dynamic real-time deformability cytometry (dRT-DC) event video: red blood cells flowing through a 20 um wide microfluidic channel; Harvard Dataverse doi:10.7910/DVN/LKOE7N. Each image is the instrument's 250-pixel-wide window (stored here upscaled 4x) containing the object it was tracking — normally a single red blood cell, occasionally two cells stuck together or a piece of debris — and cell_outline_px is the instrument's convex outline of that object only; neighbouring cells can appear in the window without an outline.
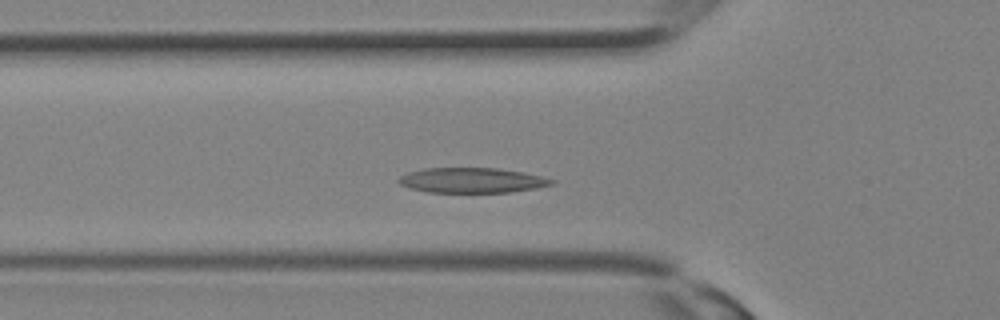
{"species": "Egyptian fruit bat (a non-hibernating species)", "species_latin": "Rousettus aegyptiacus", "temperature_condition": "room temperature", "stored_images_in_passage": 29, "segment_of_instrument_passage": [1, 2], "camera_frame_rate_fps": 3000, "um_per_image_px": 0.085, "animal": {"sex": "female"}, "frame": {"image": 1, "passage_image": 7, "time_ms": 2.0, "image_size_px": [1000, 320], "cell_outline_px": [[556, 184], [536, 188], [512, 192], [428, 192], [412, 188], [400, 184], [396, 180], [400, 176], [408, 172], [424, 168], [496, 168], [520, 172], [540, 176], [556, 180]], "centroid_in_image_um": [40.12, 15.32], "position_along_channel_um": 85.7, "area_um2": 22.25}}
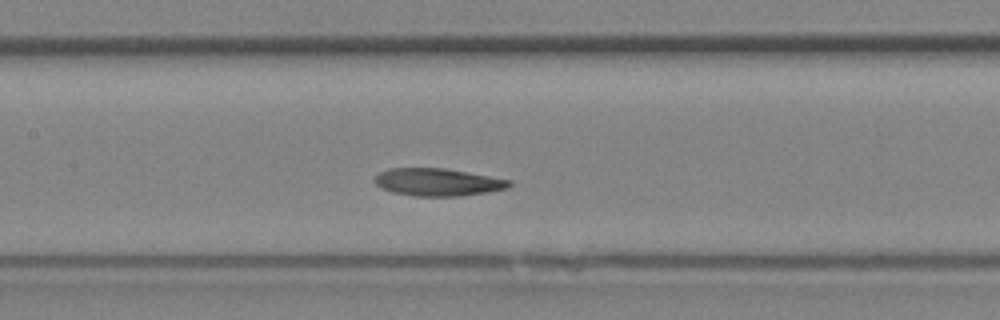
{"frame": {"image": 2, "passage_image": 11, "time_ms": 3.333, "image_size_px": [1000, 320], "cell_outline_px": [[512, 184], [508, 188], [488, 192], [460, 196], [416, 196], [392, 192], [380, 188], [376, 184], [376, 176], [380, 172], [388, 168], [444, 168], [512, 180]], "centroid_in_image_um": [37.22, 15.48], "position_along_channel_um": 170.2, "area_um2": 21.56}}
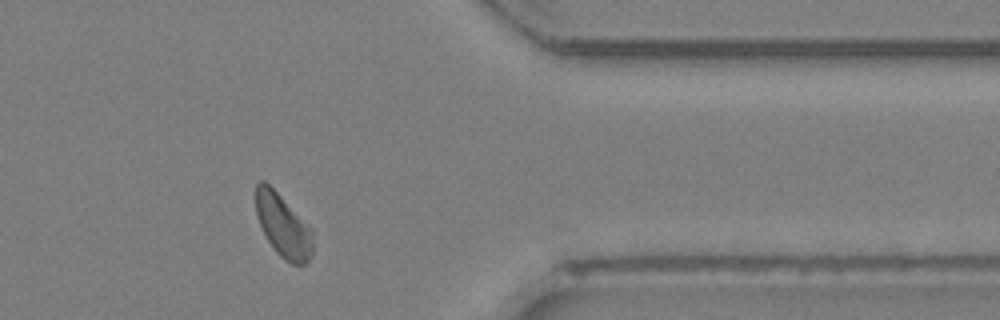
{"frame": {"image": 3, "passage_image": 22, "time_ms": 7.0, "image_size_px": [1000, 320], "cell_outline_px": [[312, 252], [308, 260], [304, 264], [292, 264], [284, 260], [276, 252], [268, 240], [256, 216], [256, 184], [260, 180], [264, 180], [312, 228]], "centroid_in_image_um": [24.06, 19.2], "position_along_channel_um": 387.3, "area_um2": 20.58}}